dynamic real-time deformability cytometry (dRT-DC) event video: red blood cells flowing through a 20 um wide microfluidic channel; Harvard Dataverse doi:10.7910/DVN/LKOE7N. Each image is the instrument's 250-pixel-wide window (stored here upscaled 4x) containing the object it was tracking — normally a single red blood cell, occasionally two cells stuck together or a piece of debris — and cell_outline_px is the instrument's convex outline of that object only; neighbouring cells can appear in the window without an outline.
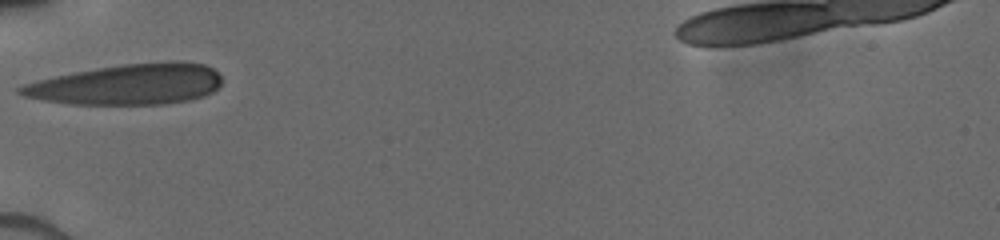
{"species": "human", "species_latin": "Homo sapiens", "temperature_condition": "cold", "stored_images_in_passage": 15, "camera_frame_rate_fps": 3000, "um_per_image_px": 0.085, "donor": {"sex": "male"}, "frame": {"image": 1, "passage_image": 1, "time_ms": 0.0, "image_size_px": [1000, 240], "cell_outline_px": [[220, 88], [204, 96], [188, 100], [164, 104], [68, 104], [44, 100], [24, 96], [16, 92], [16, 88], [24, 84], [56, 76], [96, 68], [120, 64], [168, 60], [180, 60], [204, 64], [212, 68], [220, 76]], "centroid_in_image_um": [10.89, 7.16], "position_along_channel_um": 74.1, "area_um2": 47.92}}
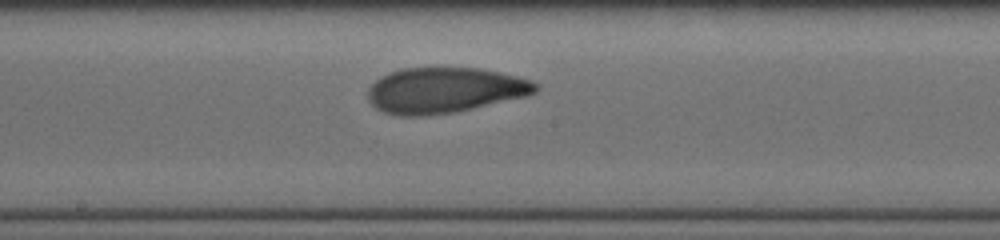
{"frame": {"image": 2, "passage_image": 7, "time_ms": 3.333, "image_size_px": [1000, 240], "cell_outline_px": [[540, 88], [536, 92], [528, 96], [452, 112], [420, 116], [400, 116], [384, 112], [376, 108], [368, 100], [368, 88], [380, 76], [388, 72], [404, 68], [480, 68], [500, 72], [532, 80], [540, 84]], "centroid_in_image_um": [37.8, 7.66], "position_along_channel_um": 210.4, "area_um2": 44.56}}
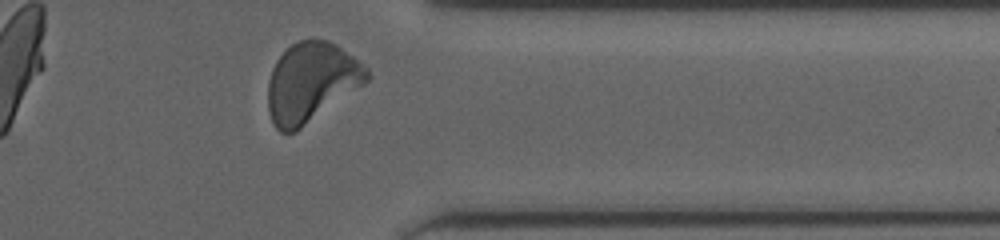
{"frame": {"image": 3, "passage_image": 15, "time_ms": 7.667, "image_size_px": [1000, 240], "cell_outline_px": [[372, 76], [364, 84], [296, 132], [280, 132], [276, 128], [268, 112], [268, 80], [272, 68], [276, 60], [292, 44], [300, 40], [312, 36], [328, 40], [336, 44], [368, 68]], "centroid_in_image_um": [26.45, 6.97], "position_along_channel_um": 385.0, "area_um2": 46.07}}